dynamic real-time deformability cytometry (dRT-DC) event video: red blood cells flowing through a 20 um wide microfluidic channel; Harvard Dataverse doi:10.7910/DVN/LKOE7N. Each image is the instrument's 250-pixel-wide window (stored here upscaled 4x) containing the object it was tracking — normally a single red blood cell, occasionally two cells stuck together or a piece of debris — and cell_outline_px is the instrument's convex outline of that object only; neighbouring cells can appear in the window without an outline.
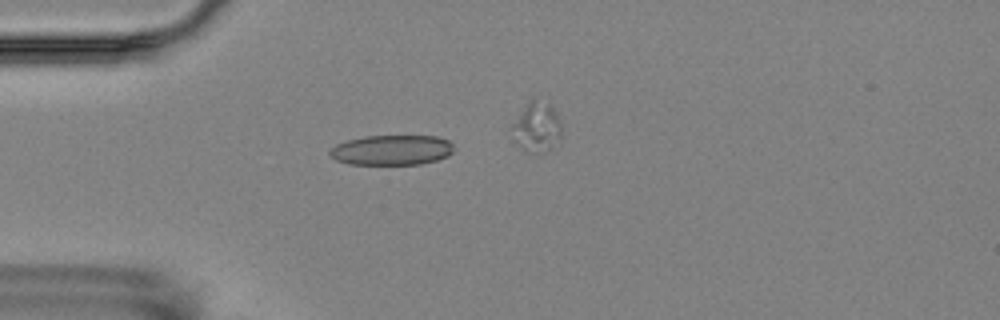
{"species": "Egyptian fruit bat (a non-hibernating species)", "species_latin": "Rousettus aegyptiacus", "temperature_condition": "room temperature", "stored_images_in_passage": 7, "camera_frame_rate_fps": 3000, "um_per_image_px": 0.085, "animal": {"sex": "female"}, "frame": {"image": 1, "passage_image": 5, "time_ms": 4.667, "image_size_px": [1000, 320], "cell_outline_px": [[452, 152], [448, 156], [436, 160], [420, 164], [348, 164], [336, 160], [328, 152], [336, 144], [348, 140], [364, 136], [436, 136], [448, 140], [452, 144]], "centroid_in_image_um": [33.29, 12.75], "position_along_channel_um": 51.7, "area_um2": 21.62}}